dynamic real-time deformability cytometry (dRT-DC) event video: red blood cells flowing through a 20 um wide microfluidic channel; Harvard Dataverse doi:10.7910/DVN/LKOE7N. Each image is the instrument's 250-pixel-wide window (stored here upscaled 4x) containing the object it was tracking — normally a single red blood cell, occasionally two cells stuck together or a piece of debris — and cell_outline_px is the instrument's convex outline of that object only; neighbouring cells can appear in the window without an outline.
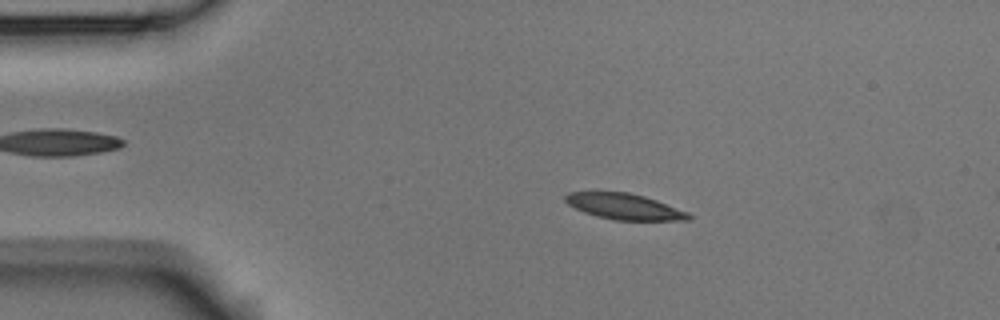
{"species": "Egyptian fruit bat (a non-hibernating species)", "species_latin": "Rousettus aegyptiacus", "temperature_condition": "room temperature", "stored_images_in_passage": 8, "camera_frame_rate_fps": 3000, "um_per_image_px": 0.085, "animal": {"sex": "male"}, "frame": {"image": 1, "passage_image": 2, "time_ms": 1.333, "image_size_px": [1000, 320], "cell_outline_px": [[692, 220], [616, 220], [596, 216], [584, 212], [568, 204], [564, 200], [564, 196], [568, 192], [628, 192], [644, 196], [656, 200], [688, 212], [692, 216]], "centroid_in_image_um": [53.07, 17.55], "position_along_channel_um": 31.9, "area_um2": 18.5}}
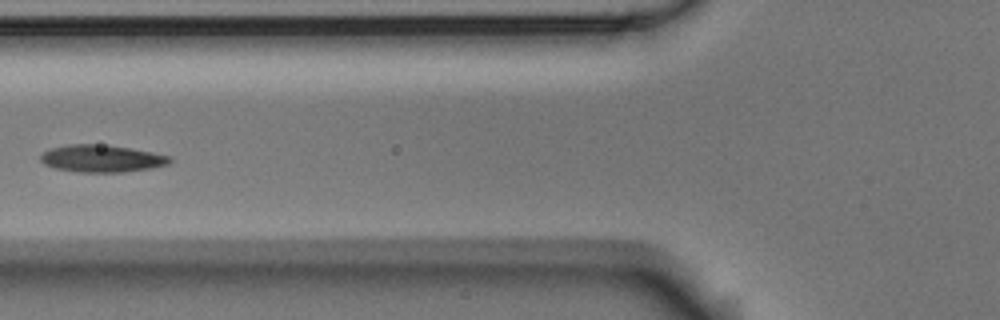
{"frame": {"image": 2, "passage_image": 5, "time_ms": 5.0, "image_size_px": [1000, 320], "cell_outline_px": [[172, 160], [168, 164], [152, 168], [124, 172], [80, 172], [56, 168], [44, 164], [40, 160], [40, 156], [44, 152], [52, 148], [68, 144], [100, 144], [132, 148], [172, 156]], "centroid_in_image_um": [8.68, 13.47], "position_along_channel_um": 117.1, "area_um2": 20.52}}
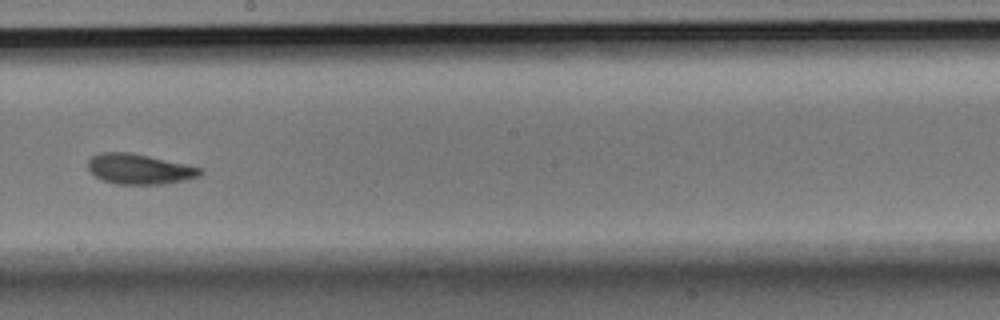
{"frame": {"image": 3, "passage_image": 8, "time_ms": 8.333, "image_size_px": [1000, 320], "cell_outline_px": [[204, 172], [200, 176], [188, 180], [160, 184], [116, 184], [100, 180], [88, 172], [88, 160], [92, 156], [100, 152], [132, 152], [204, 168]], "centroid_in_image_um": [11.85, 14.37], "position_along_channel_um": 236.4, "area_um2": 20.23}}